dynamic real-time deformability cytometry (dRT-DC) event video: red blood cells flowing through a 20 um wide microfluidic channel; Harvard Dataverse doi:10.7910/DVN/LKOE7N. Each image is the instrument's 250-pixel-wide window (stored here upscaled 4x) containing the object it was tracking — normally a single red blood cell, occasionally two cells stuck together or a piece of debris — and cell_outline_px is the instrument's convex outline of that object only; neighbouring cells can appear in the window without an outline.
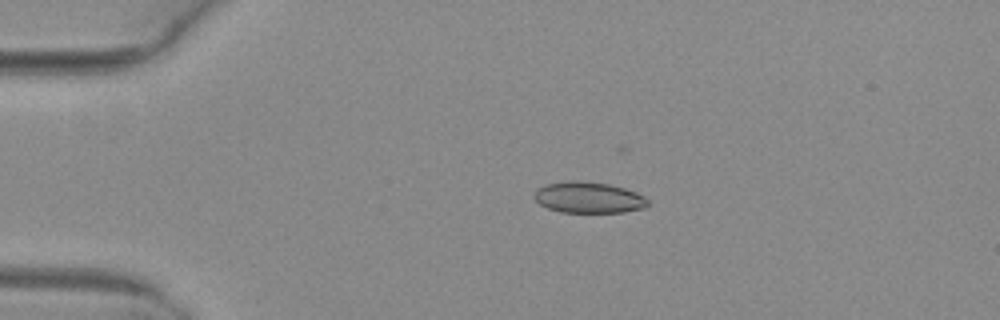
{"species": "common noctule bat (a hibernating species)", "species_latin": "Nyctalus noctula", "temperature_condition": "warm", "stored_images_in_passage": 4, "camera_frame_rate_fps": 3000, "um_per_image_px": 0.085, "animal": {"sex": "female", "body_mass_g": 29.2, "forearm_length_mm": 56.3}, "frame": {"image": 1, "passage_image": 2, "time_ms": 0.333, "image_size_px": [1000, 320], "cell_outline_px": [[648, 204], [644, 208], [624, 212], [560, 212], [548, 208], [540, 204], [532, 196], [536, 188], [548, 184], [568, 180], [580, 180], [608, 184], [624, 188], [636, 192], [644, 196], [648, 200]], "centroid_in_image_um": [50.01, 16.78], "position_along_channel_um": 35.0, "area_um2": 20.69}}